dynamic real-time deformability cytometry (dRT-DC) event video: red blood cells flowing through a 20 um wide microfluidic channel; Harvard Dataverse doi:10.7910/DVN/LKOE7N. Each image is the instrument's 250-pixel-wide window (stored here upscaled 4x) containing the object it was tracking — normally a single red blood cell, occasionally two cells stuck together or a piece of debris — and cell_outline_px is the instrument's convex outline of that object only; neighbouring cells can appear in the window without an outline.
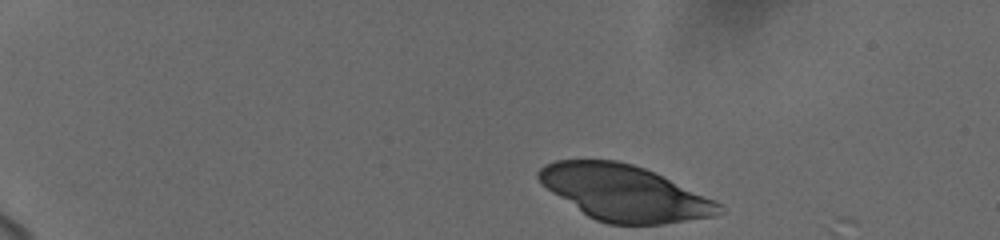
{"species": "human", "species_latin": "Homo sapiens", "temperature_condition": "cold", "stored_images_in_passage": 46, "camera_frame_rate_fps": 3000, "um_per_image_px": 0.085, "donor": {"sex": "female"}, "frame": {"image": 1, "passage_image": 1, "time_ms": 0.0, "image_size_px": [1000, 240], "cell_outline_px": [[720, 204], [716, 212], [712, 216], [664, 224], [608, 224], [596, 220], [588, 216], [552, 192], [536, 176], [536, 172], [544, 164], [556, 160], [616, 160], [632, 164], [656, 172], [716, 200]], "centroid_in_image_um": [53.05, 16.38], "position_along_channel_um": 32.0, "area_um2": 57.86}}